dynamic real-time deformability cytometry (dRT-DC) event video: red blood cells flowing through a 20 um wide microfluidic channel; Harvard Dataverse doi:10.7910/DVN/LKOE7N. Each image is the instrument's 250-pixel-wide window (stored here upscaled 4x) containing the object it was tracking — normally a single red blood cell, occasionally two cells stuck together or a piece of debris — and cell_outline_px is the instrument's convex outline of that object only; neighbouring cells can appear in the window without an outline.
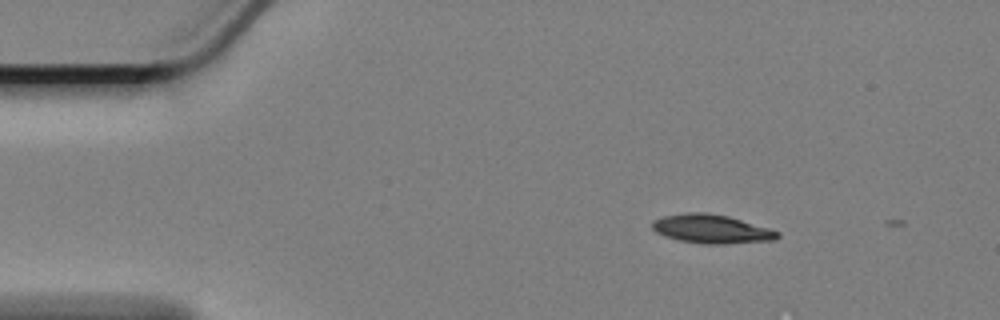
{"species": "Egyptian fruit bat (a non-hibernating species)", "species_latin": "Rousettus aegyptiacus", "temperature_condition": "cold", "stored_images_in_passage": 3, "camera_frame_rate_fps": 3000, "um_per_image_px": 0.085, "animal": {"sex": "female"}, "frame": {"image": 1, "passage_image": 1, "time_ms": 0.0, "image_size_px": [1000, 320], "cell_outline_px": [[780, 236], [776, 240], [724, 244], [700, 244], [680, 240], [664, 236], [656, 232], [652, 228], [652, 220], [664, 216], [688, 212], [704, 212], [728, 216], [768, 228], [780, 232]], "centroid_in_image_um": [60.47, 19.47], "position_along_channel_um": 24.5, "area_um2": 21.04}}